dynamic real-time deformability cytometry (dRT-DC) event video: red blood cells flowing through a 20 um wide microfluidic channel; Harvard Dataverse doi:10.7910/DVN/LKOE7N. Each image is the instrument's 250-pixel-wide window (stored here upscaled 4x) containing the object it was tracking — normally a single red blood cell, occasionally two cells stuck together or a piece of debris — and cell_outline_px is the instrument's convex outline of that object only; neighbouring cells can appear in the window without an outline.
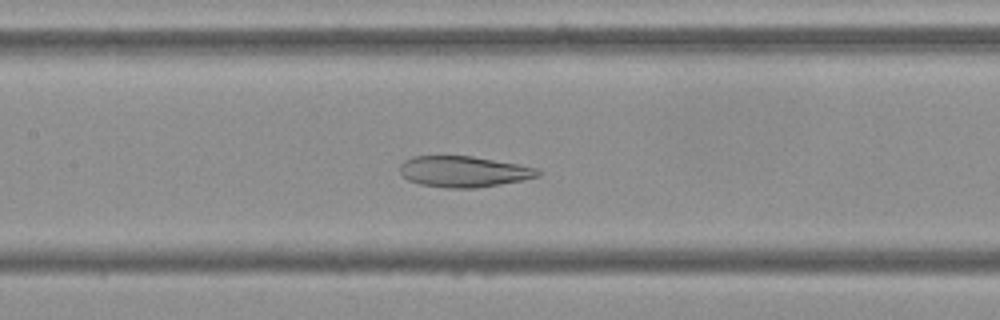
{"species": "Egyptian fruit bat (a non-hibernating species)", "species_latin": "Rousettus aegyptiacus", "temperature_condition": "cold", "stored_images_in_passage": 47, "camera_frame_rate_fps": 3000, "um_per_image_px": 0.085, "frame": {"image": 1, "passage_image": 25, "time_ms": 8.0, "image_size_px": [1000, 320], "cell_outline_px": [[544, 172], [540, 176], [500, 184], [476, 188], [448, 188], [420, 184], [408, 180], [400, 172], [400, 164], [404, 160], [412, 156], [472, 156], [516, 164], [536, 168]], "centroid_in_image_um": [39.4, 14.58], "position_along_channel_um": 168.0, "area_um2": 24.8}}
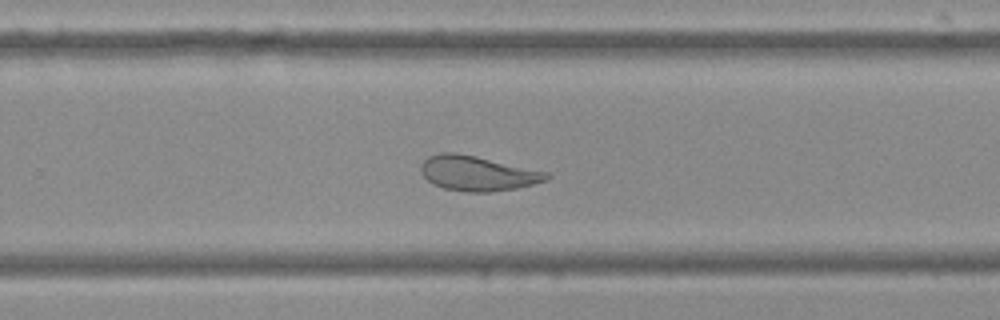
{"frame": {"image": 2, "passage_image": 35, "time_ms": 11.333, "image_size_px": [1000, 320], "cell_outline_px": [[552, 176], [544, 180], [532, 184], [516, 188], [488, 192], [468, 192], [444, 188], [432, 184], [420, 172], [420, 164], [428, 156], [440, 152], [456, 152], [476, 156], [548, 172]], "centroid_in_image_um": [40.54, 14.72], "position_along_channel_um": 289.3, "area_um2": 25.49}}
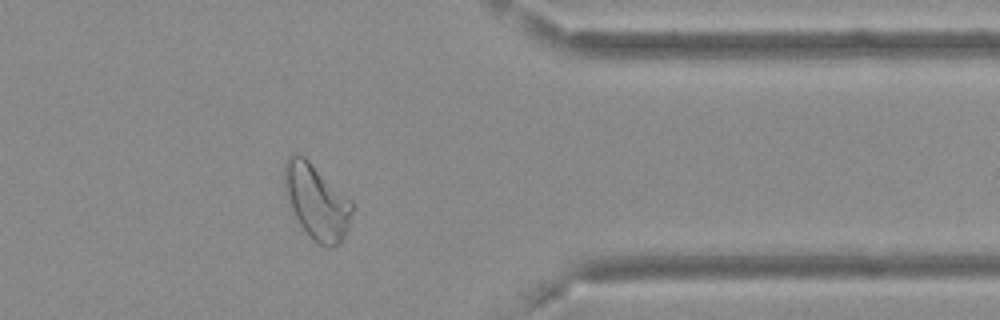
{"frame": {"image": 3, "passage_image": 44, "time_ms": 14.333, "image_size_px": [1000, 320], "cell_outline_px": [[352, 212], [344, 240], [340, 244], [332, 248], [328, 248], [312, 240], [308, 236], [300, 224], [288, 204], [284, 192], [284, 164], [288, 156], [292, 152], [296, 152], [304, 156], [352, 200]], "centroid_in_image_um": [26.89, 17.14], "position_along_channel_um": 384.5, "area_um2": 30.0}, "authors_computed_cell_mechanics": {"area_um2": 29.4202, "velocity_mm_per_s": 3.6462, "shape_relaxation_time_tau1_ms": null, "shape_relaxation_time_tau2_ms": 2.423, "deformation_change_tau1": null, "deformation_change_tau2": 0.0913}}